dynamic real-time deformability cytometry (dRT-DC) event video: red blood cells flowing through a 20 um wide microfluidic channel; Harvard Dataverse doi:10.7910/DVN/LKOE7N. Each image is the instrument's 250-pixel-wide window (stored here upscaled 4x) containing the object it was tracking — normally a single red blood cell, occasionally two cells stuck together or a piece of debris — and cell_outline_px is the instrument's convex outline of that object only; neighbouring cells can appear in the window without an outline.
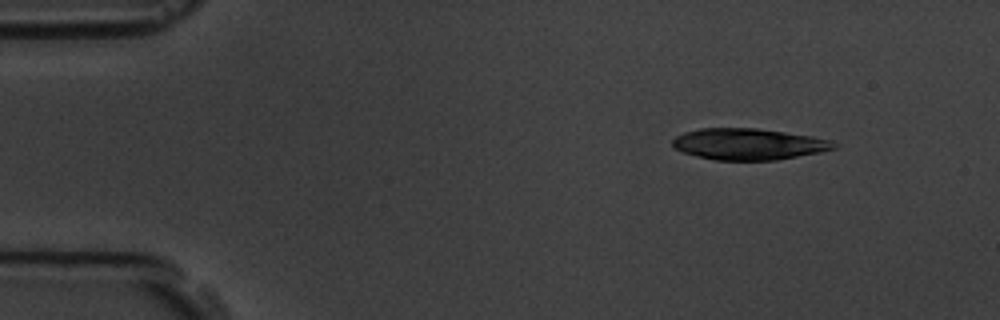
{"species": "common noctule bat (a hibernating species)", "species_latin": "Nyctalus noctula", "temperature_condition": "room temperature", "stored_images_in_passage": 10, "camera_frame_rate_fps": 3000, "um_per_image_px": 0.085, "animal": {"sex": "male", "body_mass_g": 19.5, "forearm_length_mm": 54.6}, "frame": {"image": 1, "passage_image": 1, "time_ms": 0.0, "image_size_px": [1000, 320], "cell_outline_px": [[840, 144], [836, 148], [820, 152], [776, 160], [716, 160], [696, 156], [684, 152], [676, 148], [672, 144], [672, 140], [676, 136], [684, 132], [700, 128], [756, 128], [812, 136], [832, 140]], "centroid_in_image_um": [63.66, 12.24], "position_along_channel_um": 21.3, "area_um2": 29.48}}
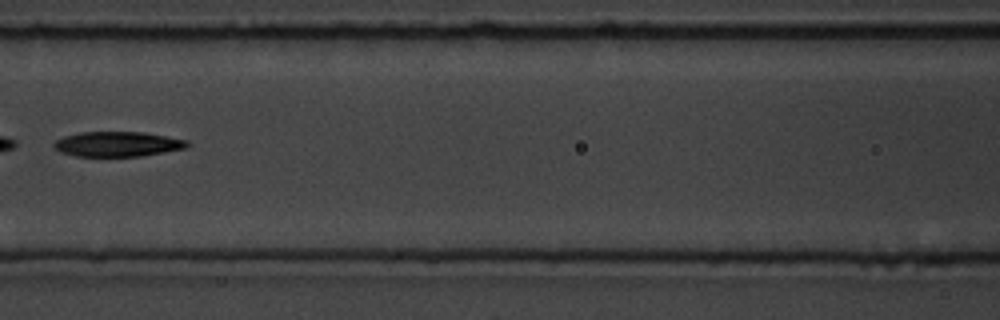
{"frame": {"image": 2, "passage_image": 6, "time_ms": 6.0, "image_size_px": [1000, 320], "cell_outline_px": [[192, 144], [184, 148], [140, 156], [76, 156], [60, 152], [52, 144], [56, 140], [64, 136], [80, 132], [144, 132], [188, 140]], "centroid_in_image_um": [9.99, 12.24], "position_along_channel_um": 156.6, "area_um2": 19.31}}
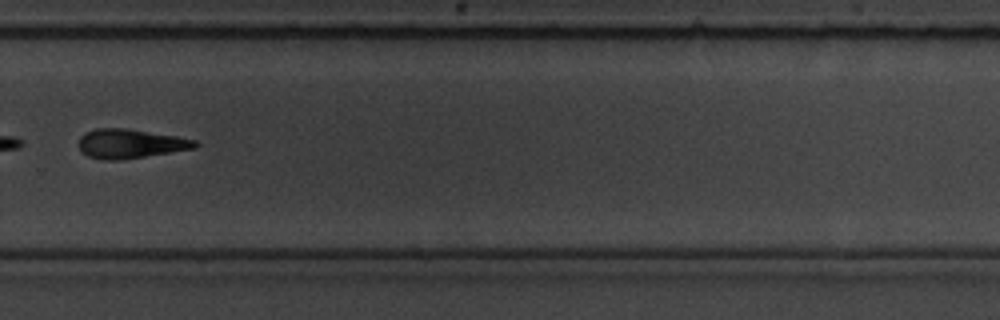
{"frame": {"image": 3, "passage_image": 10, "time_ms": 10.333, "image_size_px": [1000, 320], "cell_outline_px": [[200, 144], [196, 148], [120, 160], [104, 160], [88, 156], [80, 152], [76, 144], [80, 136], [84, 132], [96, 128], [128, 128], [176, 136], [196, 140]], "centroid_in_image_um": [11.02, 12.2], "position_along_channel_um": 318.8, "area_um2": 20.11}}